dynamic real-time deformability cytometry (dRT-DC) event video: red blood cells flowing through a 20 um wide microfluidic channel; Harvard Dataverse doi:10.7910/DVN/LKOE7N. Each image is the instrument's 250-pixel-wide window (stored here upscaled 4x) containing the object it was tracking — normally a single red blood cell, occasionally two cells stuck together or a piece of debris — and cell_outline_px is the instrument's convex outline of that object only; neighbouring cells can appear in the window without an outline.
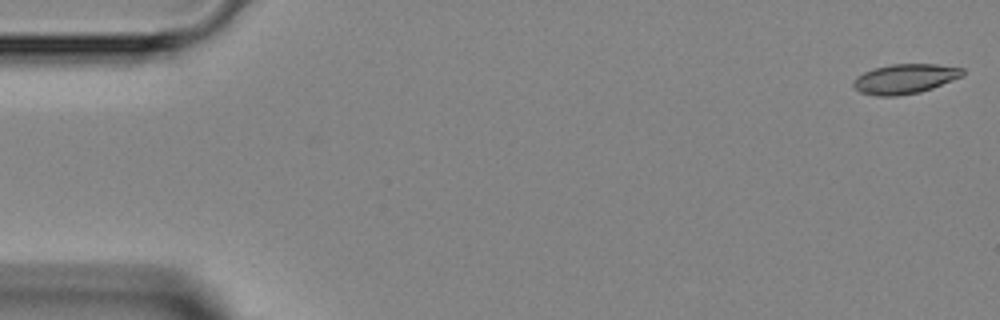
{"species": "Egyptian fruit bat (a non-hibernating species)", "species_latin": "Rousettus aegyptiacus", "temperature_condition": "room temperature", "stored_images_in_passage": 48, "segment_of_instrument_passage": [1, 2], "camera_frame_rate_fps": 3000, "um_per_image_px": 0.085, "animal": {"sex": "female"}, "frame": {"image": 1, "passage_image": 1, "time_ms": 0.0, "image_size_px": [1000, 320], "cell_outline_px": [[964, 76], [932, 88], [920, 92], [896, 96], [876, 96], [860, 92], [852, 84], [852, 80], [856, 76], [872, 68], [892, 64], [936, 64], [964, 68]], "centroid_in_image_um": [76.91, 6.69], "position_along_channel_um": 8.1, "area_um2": 19.07}}
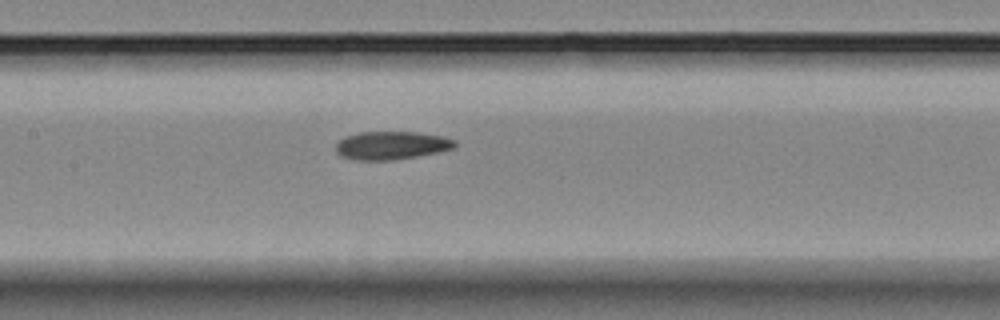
{"frame": {"image": 2, "passage_image": 22, "time_ms": 7.0, "image_size_px": [1000, 320], "cell_outline_px": [[456, 148], [440, 152], [396, 160], [352, 160], [340, 156], [336, 152], [336, 144], [344, 136], [360, 132], [420, 132], [444, 136], [456, 140]], "centroid_in_image_um": [33.3, 12.36], "position_along_channel_um": 174.1, "area_um2": 19.94}}
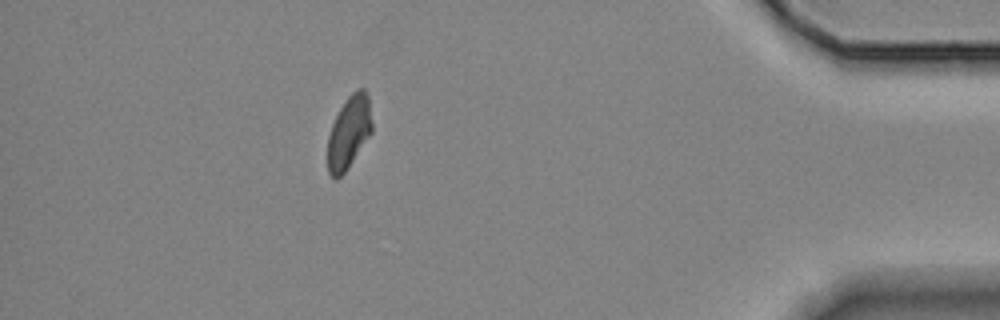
{"frame": {"image": 3, "passage_image": 42, "time_ms": 13.667, "image_size_px": [1000, 320], "cell_outline_px": [[372, 132], [344, 172], [336, 180], [328, 172], [328, 136], [332, 124], [340, 108], [348, 96], [356, 88], [364, 88], [368, 96], [372, 124]], "centroid_in_image_um": [29.66, 11.21], "position_along_channel_um": 405.5, "area_um2": 18.5}}